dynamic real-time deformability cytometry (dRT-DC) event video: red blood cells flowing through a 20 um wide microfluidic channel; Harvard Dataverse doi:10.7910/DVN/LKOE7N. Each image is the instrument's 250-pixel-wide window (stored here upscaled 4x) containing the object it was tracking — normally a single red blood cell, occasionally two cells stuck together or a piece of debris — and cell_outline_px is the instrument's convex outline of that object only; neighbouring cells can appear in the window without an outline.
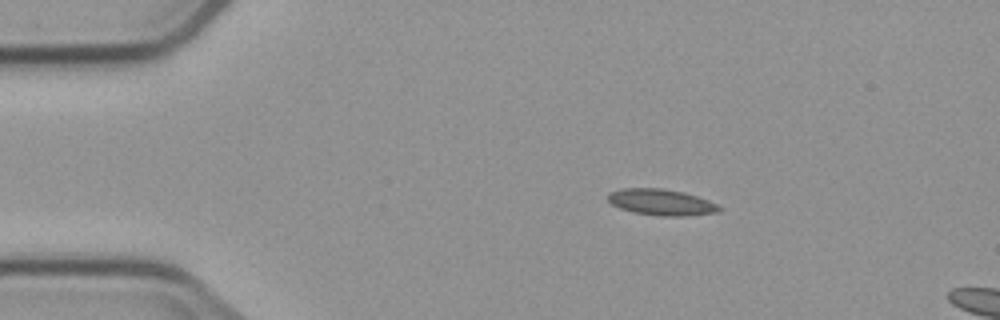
{"species": "common noctule bat (a hibernating species)", "species_latin": "Nyctalus noctula", "temperature_condition": "cold", "stored_images_in_passage": 4, "camera_frame_rate_fps": 3000, "um_per_image_px": 0.085, "animal": {"sex": "male", "body_mass_g": 23.1, "forearm_length_mm": 52.7}, "frame": {"image": 1, "passage_image": 2, "time_ms": 1.333, "image_size_px": [1000, 320], "cell_outline_px": [[724, 208], [716, 212], [684, 216], [660, 216], [632, 212], [620, 208], [612, 204], [608, 200], [608, 192], [620, 188], [664, 188], [684, 192], [708, 200]], "centroid_in_image_um": [56.18, 17.18], "position_along_channel_um": 28.8, "area_um2": 17.05}}